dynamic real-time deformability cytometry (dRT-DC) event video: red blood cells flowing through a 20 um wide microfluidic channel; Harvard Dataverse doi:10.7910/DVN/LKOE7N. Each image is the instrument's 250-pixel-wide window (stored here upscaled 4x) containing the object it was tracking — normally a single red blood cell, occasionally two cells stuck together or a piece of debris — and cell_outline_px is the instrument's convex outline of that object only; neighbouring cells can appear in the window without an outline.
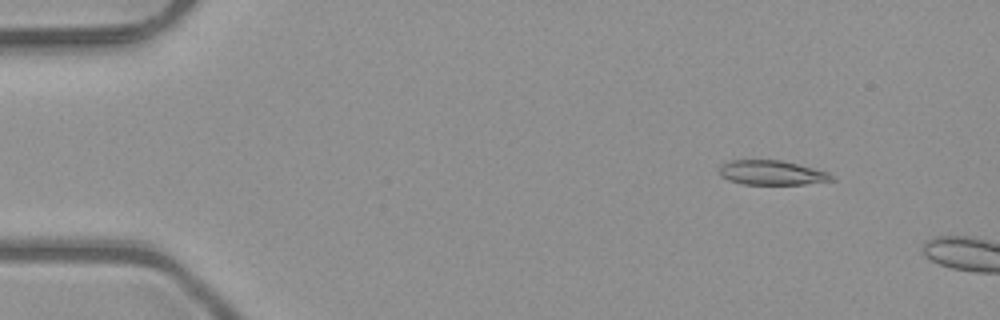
{"species": "common noctule bat (a hibernating species)", "species_latin": "Nyctalus noctula", "temperature_condition": "room temperature", "stored_images_in_passage": 4, "camera_frame_rate_fps": 3000, "um_per_image_px": 0.085, "animal": {"sex": "male", "body_mass_g": 23.1, "forearm_length_mm": 52.7}, "frame": {"image": 1, "passage_image": 2, "time_ms": 0.333, "image_size_px": [1000, 320], "cell_outline_px": [[836, 180], [804, 184], [744, 184], [728, 180], [720, 176], [720, 164], [728, 160], [780, 160], [828, 172], [836, 176]], "centroid_in_image_um": [65.6, 14.68], "position_along_channel_um": 19.4, "area_um2": 16.07}}